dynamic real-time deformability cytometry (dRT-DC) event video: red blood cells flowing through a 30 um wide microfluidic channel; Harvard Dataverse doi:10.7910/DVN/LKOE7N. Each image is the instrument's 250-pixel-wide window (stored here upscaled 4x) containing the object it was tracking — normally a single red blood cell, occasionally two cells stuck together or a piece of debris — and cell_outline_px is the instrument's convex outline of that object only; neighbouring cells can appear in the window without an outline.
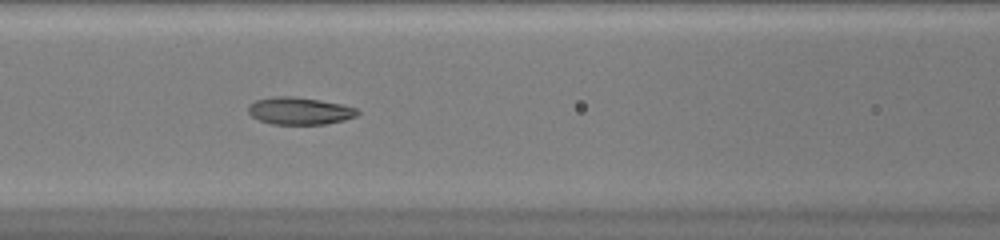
{"species": "common noctule bat (a hibernating species)", "species_latin": "Nyctalus noctula", "temperature_condition": "warm", "stored_images_in_passage": 41, "camera_frame_rate_fps": 3000, "um_per_image_px": 0.085, "animal": {"sex": "female", "body_mass_g": 20.0, "forearm_length_mm": 54.0}, "frame": {"image": 1, "passage_image": 16, "time_ms": 5.0, "image_size_px": [1000, 240], "cell_outline_px": [[360, 112], [356, 116], [344, 120], [324, 124], [272, 124], [260, 120], [252, 116], [248, 112], [248, 104], [256, 100], [276, 96], [292, 96], [320, 100], [340, 104], [356, 108]], "centroid_in_image_um": [25.45, 9.42], "position_along_channel_um": 141.2, "area_um2": 17.28}}
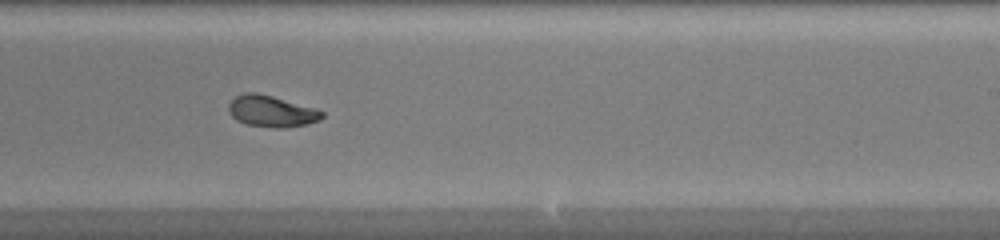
{"frame": {"image": 2, "passage_image": 25, "time_ms": 8.0, "image_size_px": [1000, 240], "cell_outline_px": [[324, 116], [320, 120], [304, 124], [284, 128], [276, 128], [244, 124], [236, 120], [228, 112], [228, 104], [236, 96], [244, 92], [256, 92], [272, 96], [316, 108], [324, 112]], "centroid_in_image_um": [23.06, 9.45], "position_along_channel_um": 265.9, "area_um2": 17.17}}
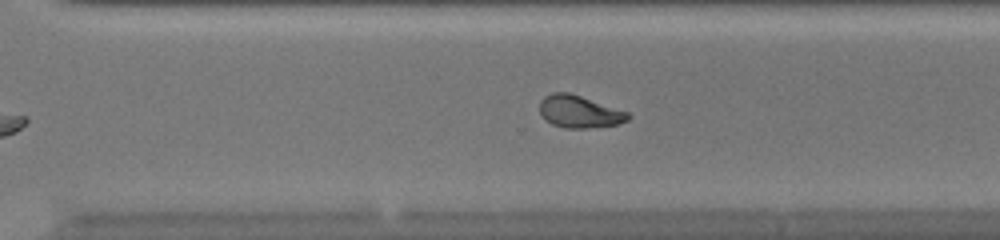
{"frame": {"image": 3, "passage_image": 29, "time_ms": 9.333, "image_size_px": [1000, 240], "cell_outline_px": [[632, 116], [628, 120], [616, 124], [588, 128], [564, 128], [552, 124], [540, 112], [540, 100], [544, 96], [552, 92], [568, 92], [628, 112]], "centroid_in_image_um": [49.24, 9.49], "position_along_channel_um": 321.4, "area_um2": 16.42}, "authors_computed_cell_mechanics": {"area_um2": 17.8602, "velocity_mm_per_s": 4.1671, "shape_relaxation_time_tau1_ms": 5.0579, "shape_relaxation_time_tau2_ms": 2.2557, "deformation_change_tau1": 0.2088, "deformation_change_tau2": 0.0709}}